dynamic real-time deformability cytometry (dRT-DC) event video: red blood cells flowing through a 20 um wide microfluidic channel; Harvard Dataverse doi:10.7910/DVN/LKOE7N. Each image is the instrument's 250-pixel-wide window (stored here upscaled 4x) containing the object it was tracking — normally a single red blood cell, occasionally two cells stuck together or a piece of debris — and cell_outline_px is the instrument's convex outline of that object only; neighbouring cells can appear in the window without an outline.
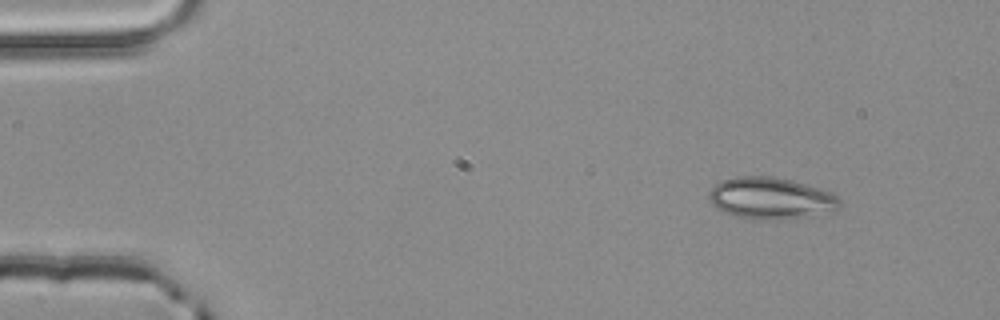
{"species": "common noctule bat (a hibernating species)", "species_latin": "Nyctalus noctula", "temperature_condition": "room temperature", "stored_images_in_passage": 3, "camera_frame_rate_fps": 3000, "um_per_image_px": 0.085, "animal": {"sex": "male", "body_mass_g": 20.4}, "frame": {"image": 1, "passage_image": 1, "time_ms": 0.0, "image_size_px": [1000, 320], "cell_outline_px": [[840, 208], [812, 216], [784, 220], [764, 220], [732, 216], [716, 208], [708, 200], [708, 192], [720, 180], [736, 176], [772, 176], [792, 180], [820, 188], [832, 192], [840, 196]], "centroid_in_image_um": [65.52, 16.86], "position_along_channel_um": 19.5, "area_um2": 32.37}}